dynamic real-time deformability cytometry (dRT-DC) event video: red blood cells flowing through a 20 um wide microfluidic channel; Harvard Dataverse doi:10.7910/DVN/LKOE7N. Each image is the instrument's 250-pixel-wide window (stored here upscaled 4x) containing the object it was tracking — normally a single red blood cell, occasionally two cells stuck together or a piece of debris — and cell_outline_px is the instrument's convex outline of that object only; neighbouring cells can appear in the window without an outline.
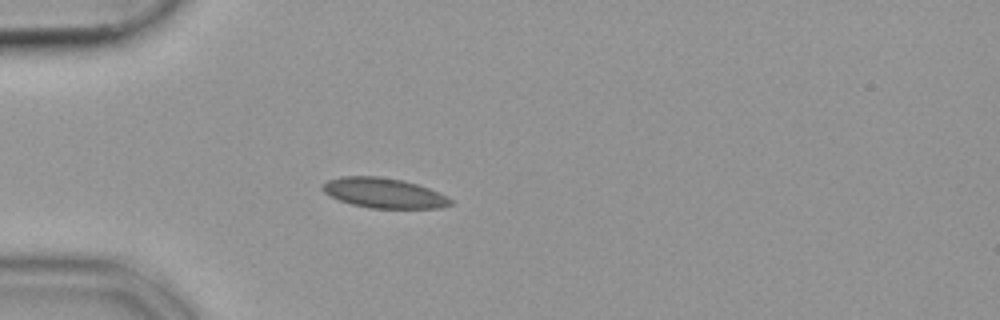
{"species": "common noctule bat (a hibernating species)", "species_latin": "Nyctalus noctula", "temperature_condition": "cold", "stored_images_in_passage": 39, "camera_frame_rate_fps": 3000, "um_per_image_px": 0.085, "animal": {"sex": "female", "body_mass_g": 19.9}, "frame": {"image": 1, "passage_image": 1, "time_ms": 0.0, "image_size_px": [1000, 320], "cell_outline_px": [[452, 204], [440, 208], [368, 208], [352, 204], [328, 196], [320, 188], [320, 184], [328, 180], [340, 176], [380, 176], [400, 180], [416, 184], [428, 188], [448, 196], [452, 200]], "centroid_in_image_um": [32.58, 16.4], "position_along_channel_um": 52.4, "area_um2": 22.48}}
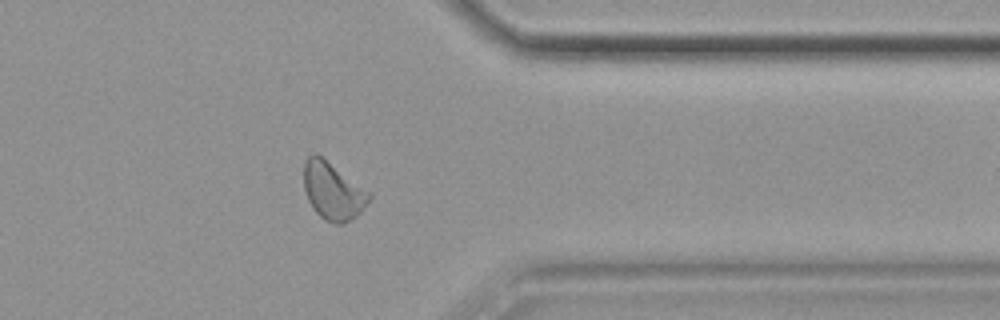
{"frame": {"image": 2, "passage_image": 29, "time_ms": 9.333, "image_size_px": [1000, 320], "cell_outline_px": [[372, 196], [364, 208], [352, 220], [344, 224], [336, 224], [324, 220], [312, 208], [308, 200], [304, 188], [304, 160], [312, 152], [316, 152], [372, 192]], "centroid_in_image_um": [28.31, 16.22], "position_along_channel_um": 383.1, "area_um2": 22.31}}
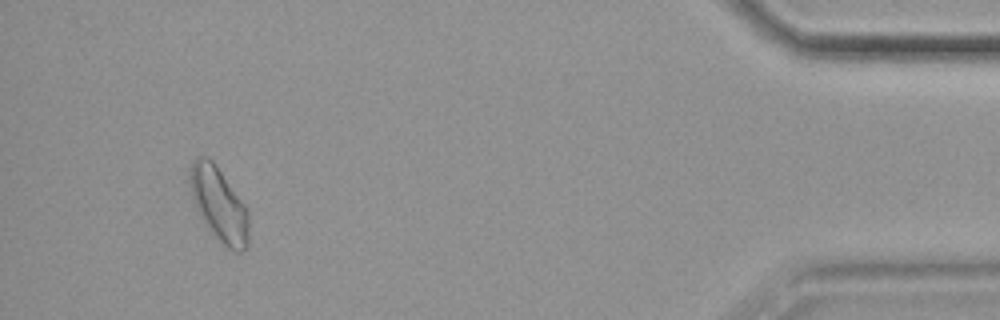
{"frame": {"image": 3, "passage_image": 36, "time_ms": 11.667, "image_size_px": [1000, 320], "cell_outline_px": [[248, 248], [240, 252], [236, 252], [228, 248], [204, 224], [192, 200], [188, 180], [188, 176], [192, 160], [196, 156], [208, 156], [216, 164], [244, 204], [248, 212]], "centroid_in_image_um": [18.58, 17.33], "position_along_channel_um": 416.6, "area_um2": 25.55}}